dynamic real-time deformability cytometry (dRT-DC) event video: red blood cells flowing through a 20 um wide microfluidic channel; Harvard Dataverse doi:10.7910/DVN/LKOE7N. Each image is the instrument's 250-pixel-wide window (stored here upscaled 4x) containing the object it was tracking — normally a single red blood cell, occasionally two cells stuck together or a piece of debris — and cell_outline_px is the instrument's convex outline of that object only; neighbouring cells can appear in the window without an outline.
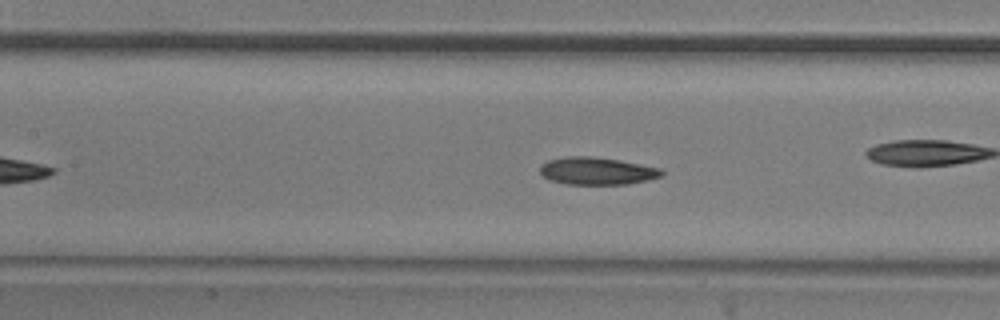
{"species": "common noctule bat (a hibernating species)", "species_latin": "Nyctalus noctula", "temperature_condition": "room temperature", "stored_images_in_passage": 34, "camera_frame_rate_fps": 3000, "um_per_image_px": 0.085, "animal": {"sex": "male", "body_mass_g": 20.5, "forearm_length_mm": 52.5}, "frame": {"image": 1, "passage_image": 10, "time_ms": 3.0, "image_size_px": [1000, 320], "cell_outline_px": [[664, 176], [648, 180], [628, 184], [568, 184], [548, 180], [540, 172], [540, 168], [548, 160], [568, 156], [592, 156], [620, 160], [660, 168], [664, 172]], "centroid_in_image_um": [50.77, 14.53], "position_along_channel_um": 156.6, "area_um2": 19.48}, "authors_computed_cell_mechanics": {"area_um2": 18.9873, "velocity_mm_per_s": 3.8063, "shape_relaxation_time_tau1_ms": 3.2979, "shape_relaxation_time_tau2_ms": 2.0696, "deformation_change_tau1": 0.109, "deformation_change_tau2": 0.0781}}